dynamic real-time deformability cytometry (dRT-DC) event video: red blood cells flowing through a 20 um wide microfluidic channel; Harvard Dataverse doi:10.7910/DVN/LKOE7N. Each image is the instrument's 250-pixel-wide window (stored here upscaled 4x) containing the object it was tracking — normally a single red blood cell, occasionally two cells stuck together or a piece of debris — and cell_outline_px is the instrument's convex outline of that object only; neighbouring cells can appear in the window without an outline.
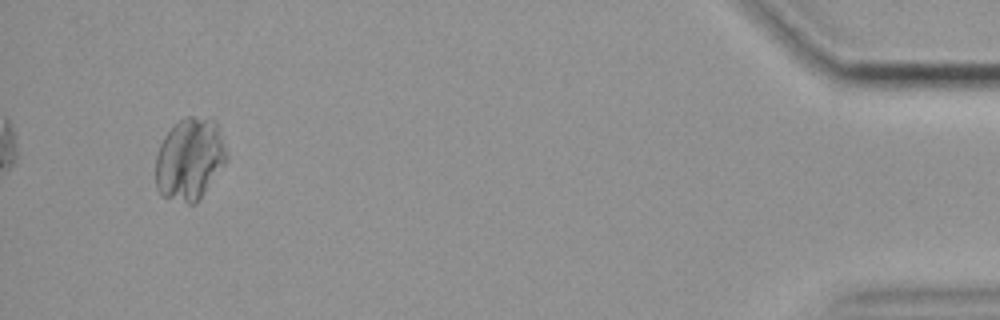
{"species": "common noctule bat (a hibernating species)", "species_latin": "Nyctalus noctula", "temperature_condition": "cold", "stored_images_in_passage": 41, "camera_frame_rate_fps": 3000, "um_per_image_px": 0.085, "animal": {"sex": "female", "body_mass_g": 19.9}, "frame": {"image": 1, "passage_image": 38, "time_ms": 12.333, "image_size_px": [1000, 320], "cell_outline_px": [[228, 156], [224, 164], [196, 204], [188, 204], [160, 196], [156, 188], [156, 152], [164, 136], [184, 116], [192, 116], [216, 120], [228, 152]], "centroid_in_image_um": [16.12, 13.53], "position_along_channel_um": 419.1, "area_um2": 34.16}}